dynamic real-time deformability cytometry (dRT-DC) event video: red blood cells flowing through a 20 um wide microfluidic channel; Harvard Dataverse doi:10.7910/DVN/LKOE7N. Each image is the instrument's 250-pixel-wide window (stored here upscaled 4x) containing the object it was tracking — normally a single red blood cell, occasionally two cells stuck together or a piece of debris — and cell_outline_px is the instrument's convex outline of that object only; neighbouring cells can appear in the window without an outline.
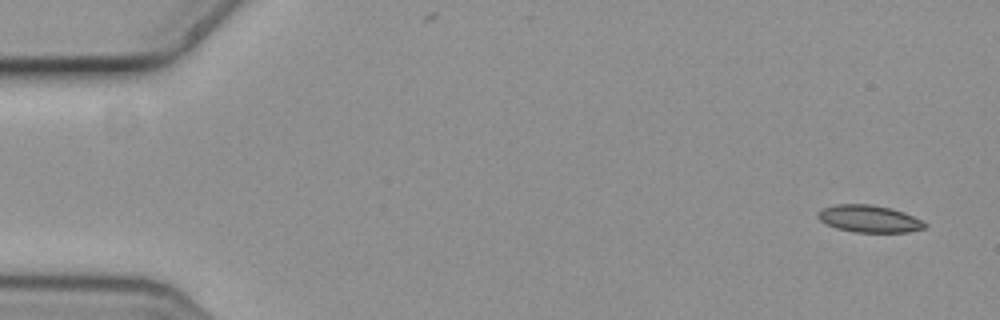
{"species": "common noctule bat (a hibernating species)", "species_latin": "Nyctalus noctula", "temperature_condition": "cold", "stored_images_in_passage": 6, "camera_frame_rate_fps": 3000, "um_per_image_px": 0.085, "animal": {"sex": "female", "body_mass_g": 19.3, "forearm_length_mm": 54.1}, "frame": {"image": 1, "passage_image": 1, "time_ms": 0.0, "image_size_px": [1000, 320], "cell_outline_px": [[928, 224], [924, 228], [908, 232], [852, 232], [836, 228], [824, 224], [816, 216], [824, 208], [836, 204], [872, 204], [888, 208], [912, 216]], "centroid_in_image_um": [73.83, 18.61], "position_along_channel_um": 11.2, "area_um2": 16.7}}